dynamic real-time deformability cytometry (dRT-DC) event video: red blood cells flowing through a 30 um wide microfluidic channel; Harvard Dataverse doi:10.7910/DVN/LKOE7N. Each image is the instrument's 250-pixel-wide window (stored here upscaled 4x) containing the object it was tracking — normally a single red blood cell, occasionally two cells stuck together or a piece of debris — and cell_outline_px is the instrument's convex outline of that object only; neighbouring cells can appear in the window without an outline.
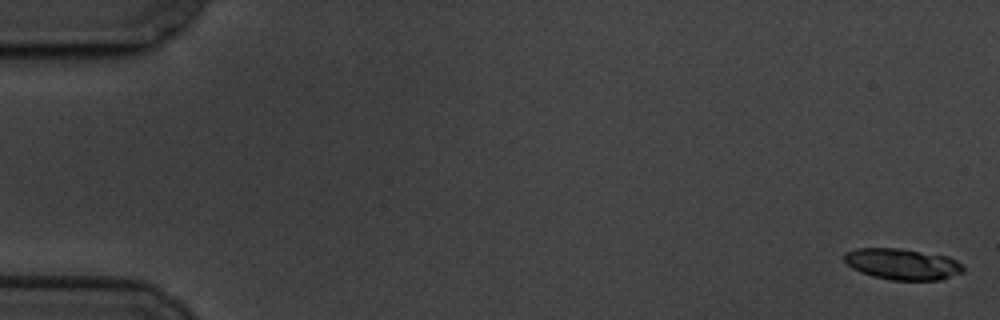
{"species": "common noctule bat (a hibernating species)", "species_latin": "Nyctalus noctula", "temperature_condition": "cold", "stored_images_in_passage": 5, "camera_frame_rate_fps": 3000, "um_per_image_px": 0.085, "animal": {"sex": "male", "body_mass_g": 19.5, "forearm_length_mm": 54.6}, "frame": {"image": 1, "passage_image": 1, "time_ms": 0.0, "image_size_px": [1000, 320], "cell_outline_px": [[964, 272], [940, 280], [892, 280], [872, 276], [860, 272], [852, 268], [844, 260], [844, 252], [856, 248], [900, 248], [948, 256], [956, 260], [964, 268]], "centroid_in_image_um": [76.69, 22.44], "position_along_channel_um": 8.3, "area_um2": 21.68}}
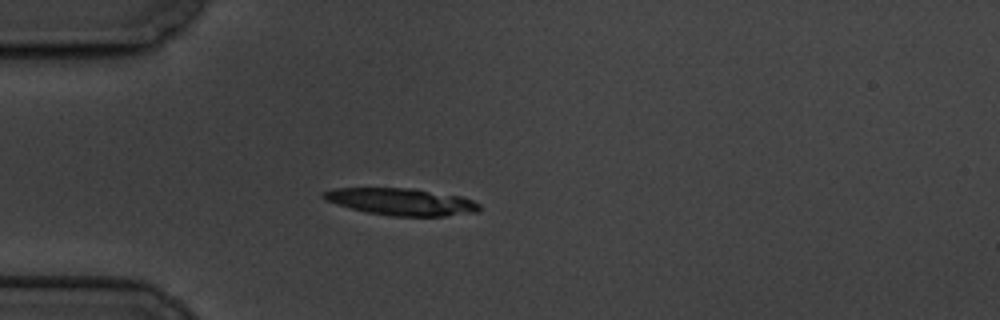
{"frame": {"image": 2, "passage_image": 5, "time_ms": 5.333, "image_size_px": [1000, 320], "cell_outline_px": [[480, 212], [444, 216], [388, 216], [368, 212], [352, 208], [324, 200], [320, 196], [320, 192], [336, 188], [412, 188], [460, 196], [472, 200], [480, 204]], "centroid_in_image_um": [34.11, 17.14], "position_along_channel_um": 50.9, "area_um2": 24.62}}